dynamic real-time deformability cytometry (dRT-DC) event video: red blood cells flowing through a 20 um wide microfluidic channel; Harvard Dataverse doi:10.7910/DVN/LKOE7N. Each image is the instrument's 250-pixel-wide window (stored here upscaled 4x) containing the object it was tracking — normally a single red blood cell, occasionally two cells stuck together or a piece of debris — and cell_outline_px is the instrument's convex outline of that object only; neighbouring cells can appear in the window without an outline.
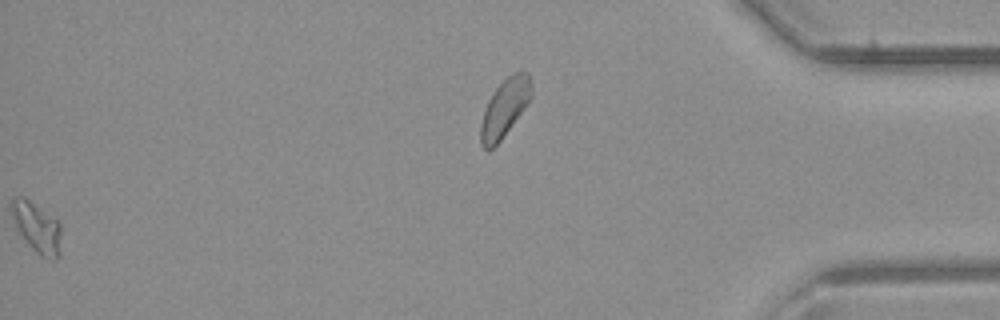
{"species": "common noctule bat (a hibernating species)", "species_latin": "Nyctalus noctula", "temperature_condition": "room temperature", "stored_images_in_passage": 29, "segment_of_instrument_passage": [2, 2], "camera_frame_rate_fps": 3000, "um_per_image_px": 0.085, "animal": {"sex": "male", "body_mass_g": 23.1, "forearm_length_mm": 52.7}, "frame": {"image": 1, "passage_image": 29, "time_ms": 9.333, "image_size_px": [1000, 320], "cell_outline_px": [[532, 96], [524, 108], [500, 140], [488, 152], [480, 144], [480, 124], [488, 100], [492, 92], [512, 72], [528, 72], [532, 84]], "centroid_in_image_um": [42.89, 9.17], "position_along_channel_um": 392.3, "area_um2": 16.94}}